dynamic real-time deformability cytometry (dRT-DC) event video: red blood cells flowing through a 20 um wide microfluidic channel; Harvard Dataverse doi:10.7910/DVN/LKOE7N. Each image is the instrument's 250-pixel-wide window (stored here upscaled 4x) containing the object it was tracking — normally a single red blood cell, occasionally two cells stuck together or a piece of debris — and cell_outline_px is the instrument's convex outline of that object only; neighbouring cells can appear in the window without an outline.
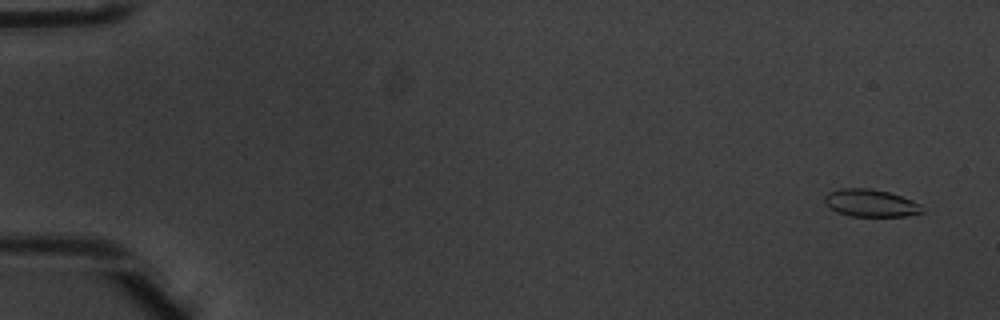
{"species": "common noctule bat (a hibernating species)", "species_latin": "Nyctalus noctula", "temperature_condition": "warm", "stored_images_in_passage": 6, "camera_frame_rate_fps": 3000, "um_per_image_px": 0.085, "animal": {"sex": "male", "body_mass_g": 20.1, "forearm_length_mm": 53.5}, "frame": {"image": 1, "passage_image": 1, "time_ms": 0.0, "image_size_px": [1000, 320], "cell_outline_px": [[924, 212], [908, 216], [852, 216], [836, 212], [828, 208], [824, 200], [824, 196], [828, 192], [840, 188], [868, 188], [888, 192], [912, 200], [920, 204]], "centroid_in_image_um": [73.97, 17.26], "position_along_channel_um": 11.0, "area_um2": 15.66}}